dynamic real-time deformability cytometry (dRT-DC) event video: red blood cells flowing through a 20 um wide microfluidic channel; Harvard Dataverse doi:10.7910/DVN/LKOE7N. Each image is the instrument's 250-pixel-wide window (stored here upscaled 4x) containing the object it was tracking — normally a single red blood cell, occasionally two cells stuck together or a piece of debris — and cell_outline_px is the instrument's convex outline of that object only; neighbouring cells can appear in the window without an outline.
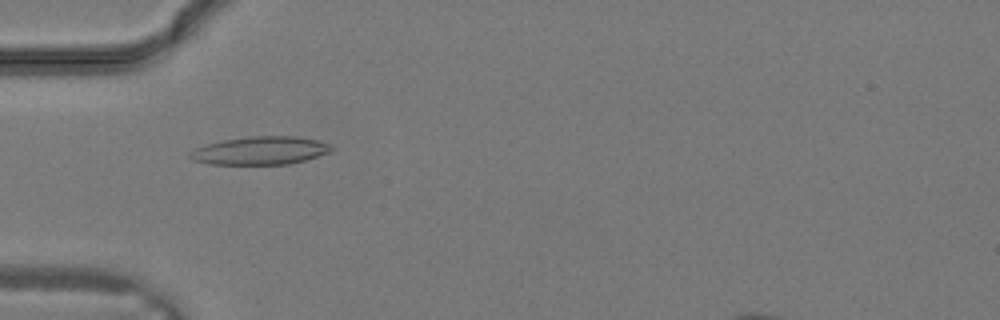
{"species": "common noctule bat (a hibernating species)", "species_latin": "Nyctalus noctula", "temperature_condition": "warm", "stored_images_in_passage": 31, "camera_frame_rate_fps": 3000, "um_per_image_px": 0.085, "animal": {"sex": "male", "body_mass_g": 19.2, "forearm_length_mm": 51.8}, "frame": {"image": 1, "passage_image": 10, "time_ms": 3.0, "image_size_px": [1000, 320], "cell_outline_px": [[336, 148], [332, 152], [304, 160], [288, 164], [208, 164], [192, 160], [188, 156], [188, 152], [196, 148], [208, 144], [224, 140], [252, 136], [296, 136], [316, 140], [332, 144]], "centroid_in_image_um": [22.16, 12.8], "position_along_channel_um": 62.8, "area_um2": 23.24}}
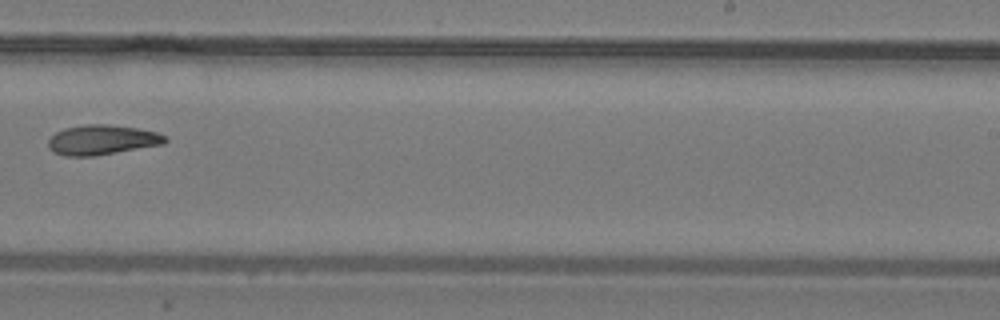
{"frame": {"image": 2, "passage_image": 20, "time_ms": 6.333, "image_size_px": [1000, 320], "cell_outline_px": [[168, 140], [164, 144], [92, 156], [64, 156], [52, 152], [48, 148], [48, 140], [56, 132], [64, 128], [88, 124], [108, 124], [136, 128], [156, 132], [168, 136]], "centroid_in_image_um": [8.66, 11.89], "position_along_channel_um": 280.3, "area_um2": 20.35}}
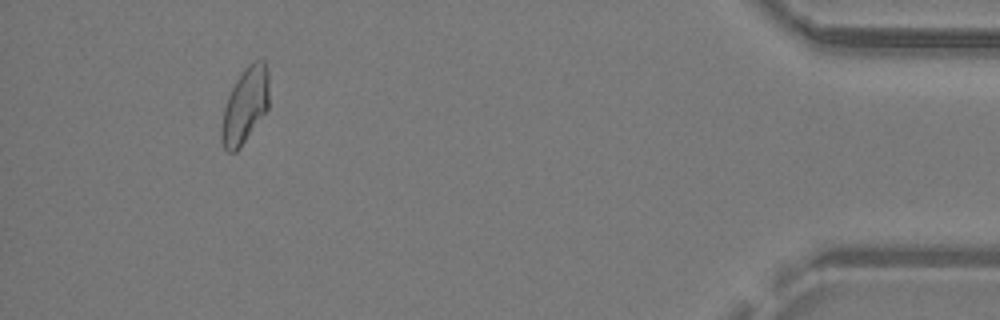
{"frame": {"image": 3, "passage_image": 29, "time_ms": 9.333, "image_size_px": [1000, 320], "cell_outline_px": [[268, 108], [240, 148], [236, 152], [228, 152], [224, 148], [220, 140], [220, 132], [224, 108], [228, 96], [236, 80], [244, 68], [252, 60], [264, 60], [268, 72]], "centroid_in_image_um": [20.82, 8.97], "position_along_channel_um": 414.4, "area_um2": 20.92}}